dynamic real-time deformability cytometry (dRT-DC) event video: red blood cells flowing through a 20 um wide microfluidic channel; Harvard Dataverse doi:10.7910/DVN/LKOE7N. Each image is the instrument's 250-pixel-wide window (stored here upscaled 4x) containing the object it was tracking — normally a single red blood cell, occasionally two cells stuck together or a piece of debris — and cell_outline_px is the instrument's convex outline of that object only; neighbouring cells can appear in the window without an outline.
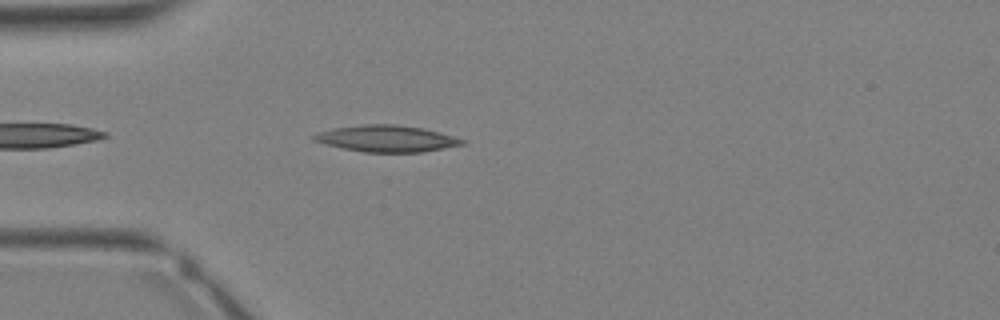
{"species": "Egyptian fruit bat (a non-hibernating species)", "species_latin": "Rousettus aegyptiacus", "temperature_condition": "warm", "stored_images_in_passage": 26, "camera_frame_rate_fps": 3000, "um_per_image_px": 0.085, "animal": {"sex": "female"}, "frame": {"image": 1, "passage_image": 2, "time_ms": 0.333, "image_size_px": [1000, 320], "cell_outline_px": [[468, 140], [464, 144], [424, 152], [364, 152], [344, 148], [312, 140], [312, 136], [316, 132], [332, 128], [364, 124], [396, 124], [424, 128], [440, 132]], "centroid_in_image_um": [32.89, 11.77], "position_along_channel_um": 52.1, "area_um2": 23.0}}
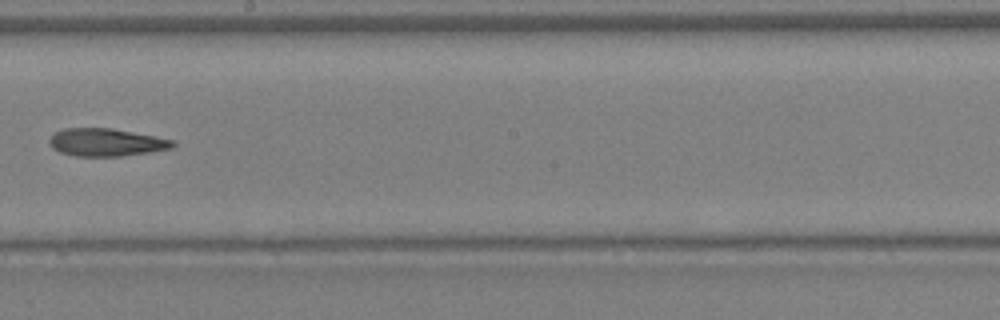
{"frame": {"image": 2, "passage_image": 12, "time_ms": 3.667, "image_size_px": [1000, 320], "cell_outline_px": [[176, 144], [172, 148], [148, 152], [120, 156], [76, 156], [60, 152], [52, 148], [48, 144], [48, 140], [56, 132], [64, 128], [112, 128], [156, 136], [176, 140]], "centroid_in_image_um": [9.04, 12.09], "position_along_channel_um": 239.2, "area_um2": 20.0}}
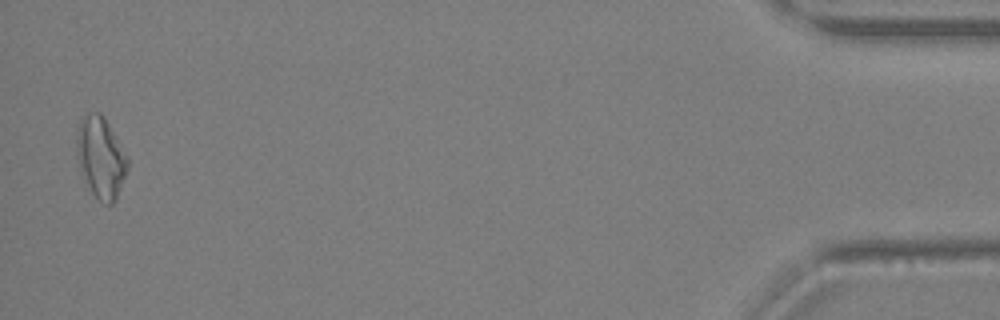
{"frame": {"image": 3, "passage_image": 26, "time_ms": 8.333, "image_size_px": [1000, 320], "cell_outline_px": [[128, 168], [116, 200], [112, 204], [108, 204], [100, 200], [92, 192], [80, 168], [76, 152], [76, 136], [80, 120], [88, 112], [100, 112], [104, 116], [128, 156]], "centroid_in_image_um": [8.58, 13.34], "position_along_channel_um": 426.6, "area_um2": 23.93}}